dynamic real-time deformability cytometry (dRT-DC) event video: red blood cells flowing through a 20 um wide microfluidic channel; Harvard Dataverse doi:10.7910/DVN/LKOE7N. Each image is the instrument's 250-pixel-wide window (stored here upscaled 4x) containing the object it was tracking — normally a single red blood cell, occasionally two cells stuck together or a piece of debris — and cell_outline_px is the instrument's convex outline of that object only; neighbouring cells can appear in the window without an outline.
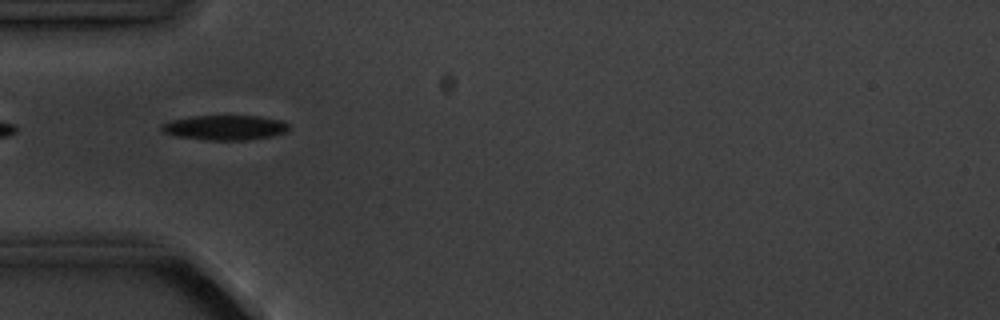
{"species": "common noctule bat (a hibernating species)", "species_latin": "Nyctalus noctula", "temperature_condition": "cold", "stored_images_in_passage": 5, "camera_frame_rate_fps": 3000, "um_per_image_px": 0.085, "animal": {"sex": "male", "body_mass_g": 20.1, "forearm_length_mm": 53.5}, "frame": {"image": 1, "passage_image": 4, "time_ms": 3.333, "image_size_px": [1000, 320], "cell_outline_px": [[288, 132], [272, 136], [248, 140], [208, 140], [176, 136], [164, 132], [160, 128], [160, 124], [172, 120], [192, 116], [260, 116], [280, 120], [288, 124]], "centroid_in_image_um": [19.13, 10.85], "position_along_channel_um": 65.9, "area_um2": 18.44}}